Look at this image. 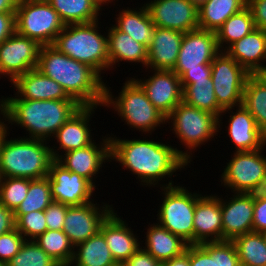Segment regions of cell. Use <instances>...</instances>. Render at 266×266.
<instances>
[{
    "mask_svg": "<svg viewBox=\"0 0 266 266\" xmlns=\"http://www.w3.org/2000/svg\"><path fill=\"white\" fill-rule=\"evenodd\" d=\"M112 135L109 134L111 162L118 163L124 171L126 169L135 175L141 182L140 186L149 188L173 186L175 184L172 177L178 176L176 172L186 170L190 166L177 152V147L168 144L170 142L164 143L159 139L155 141L147 134L141 135L143 139L130 140ZM165 178H170L166 184Z\"/></svg>",
    "mask_w": 266,
    "mask_h": 266,
    "instance_id": "obj_1",
    "label": "cell"
},
{
    "mask_svg": "<svg viewBox=\"0 0 266 266\" xmlns=\"http://www.w3.org/2000/svg\"><path fill=\"white\" fill-rule=\"evenodd\" d=\"M13 95L0 98V118L5 126L11 123L10 126L16 125L25 130L26 138L48 142L82 107L75 99L27 100L20 99L15 93Z\"/></svg>",
    "mask_w": 266,
    "mask_h": 266,
    "instance_id": "obj_2",
    "label": "cell"
},
{
    "mask_svg": "<svg viewBox=\"0 0 266 266\" xmlns=\"http://www.w3.org/2000/svg\"><path fill=\"white\" fill-rule=\"evenodd\" d=\"M42 74L55 80L66 93L82 106L104 104L105 80L85 63L78 62L52 45L41 46L36 67Z\"/></svg>",
    "mask_w": 266,
    "mask_h": 266,
    "instance_id": "obj_3",
    "label": "cell"
},
{
    "mask_svg": "<svg viewBox=\"0 0 266 266\" xmlns=\"http://www.w3.org/2000/svg\"><path fill=\"white\" fill-rule=\"evenodd\" d=\"M0 139V177L40 179L47 177L55 161L48 141L18 136L9 138L10 126ZM9 138V139H8Z\"/></svg>",
    "mask_w": 266,
    "mask_h": 266,
    "instance_id": "obj_4",
    "label": "cell"
},
{
    "mask_svg": "<svg viewBox=\"0 0 266 266\" xmlns=\"http://www.w3.org/2000/svg\"><path fill=\"white\" fill-rule=\"evenodd\" d=\"M125 80L118 95H114L111 87L105 83L103 108L114 109V113L124 122L123 125H128L132 131L139 130L144 135H152L165 124L167 126L166 116L154 107L133 77Z\"/></svg>",
    "mask_w": 266,
    "mask_h": 266,
    "instance_id": "obj_5",
    "label": "cell"
},
{
    "mask_svg": "<svg viewBox=\"0 0 266 266\" xmlns=\"http://www.w3.org/2000/svg\"><path fill=\"white\" fill-rule=\"evenodd\" d=\"M99 22L65 25L52 46L70 58L87 64L103 78V74L110 71V60L107 33H101Z\"/></svg>",
    "mask_w": 266,
    "mask_h": 266,
    "instance_id": "obj_6",
    "label": "cell"
},
{
    "mask_svg": "<svg viewBox=\"0 0 266 266\" xmlns=\"http://www.w3.org/2000/svg\"><path fill=\"white\" fill-rule=\"evenodd\" d=\"M166 123L181 143L177 152L189 165L193 162V157H196L193 156L194 152L200 149L202 144H208L212 138L215 140L218 136V116L187 105L183 101L166 117Z\"/></svg>",
    "mask_w": 266,
    "mask_h": 266,
    "instance_id": "obj_7",
    "label": "cell"
},
{
    "mask_svg": "<svg viewBox=\"0 0 266 266\" xmlns=\"http://www.w3.org/2000/svg\"><path fill=\"white\" fill-rule=\"evenodd\" d=\"M179 184V185H178ZM170 187H160L161 204L156 211V222L179 236L188 245L194 244L193 217L196 202L203 196L192 192L178 183Z\"/></svg>",
    "mask_w": 266,
    "mask_h": 266,
    "instance_id": "obj_8",
    "label": "cell"
},
{
    "mask_svg": "<svg viewBox=\"0 0 266 266\" xmlns=\"http://www.w3.org/2000/svg\"><path fill=\"white\" fill-rule=\"evenodd\" d=\"M16 32L40 46L52 45L65 24L47 0H19Z\"/></svg>",
    "mask_w": 266,
    "mask_h": 266,
    "instance_id": "obj_9",
    "label": "cell"
},
{
    "mask_svg": "<svg viewBox=\"0 0 266 266\" xmlns=\"http://www.w3.org/2000/svg\"><path fill=\"white\" fill-rule=\"evenodd\" d=\"M250 75L225 51L214 58L211 63V78L216 101L222 109L242 104L245 82Z\"/></svg>",
    "mask_w": 266,
    "mask_h": 266,
    "instance_id": "obj_10",
    "label": "cell"
},
{
    "mask_svg": "<svg viewBox=\"0 0 266 266\" xmlns=\"http://www.w3.org/2000/svg\"><path fill=\"white\" fill-rule=\"evenodd\" d=\"M266 148L256 151H233L220 175L221 186L232 193H244L266 175ZM225 167V168H224Z\"/></svg>",
    "mask_w": 266,
    "mask_h": 266,
    "instance_id": "obj_11",
    "label": "cell"
},
{
    "mask_svg": "<svg viewBox=\"0 0 266 266\" xmlns=\"http://www.w3.org/2000/svg\"><path fill=\"white\" fill-rule=\"evenodd\" d=\"M41 46L15 32L0 43V74L12 83L18 76L35 69Z\"/></svg>",
    "mask_w": 266,
    "mask_h": 266,
    "instance_id": "obj_12",
    "label": "cell"
},
{
    "mask_svg": "<svg viewBox=\"0 0 266 266\" xmlns=\"http://www.w3.org/2000/svg\"><path fill=\"white\" fill-rule=\"evenodd\" d=\"M101 205V206H100ZM113 204L97 201L81 206H69L64 219L63 232L75 247L100 231L101 224L114 211Z\"/></svg>",
    "mask_w": 266,
    "mask_h": 266,
    "instance_id": "obj_13",
    "label": "cell"
},
{
    "mask_svg": "<svg viewBox=\"0 0 266 266\" xmlns=\"http://www.w3.org/2000/svg\"><path fill=\"white\" fill-rule=\"evenodd\" d=\"M236 109V110H235ZM235 110V111H233ZM228 115L225 131L235 151H256L266 147V134L256 125V121L243 104L223 109L218 117V133L223 128V116Z\"/></svg>",
    "mask_w": 266,
    "mask_h": 266,
    "instance_id": "obj_14",
    "label": "cell"
},
{
    "mask_svg": "<svg viewBox=\"0 0 266 266\" xmlns=\"http://www.w3.org/2000/svg\"><path fill=\"white\" fill-rule=\"evenodd\" d=\"M101 136V141L99 140L97 143L94 141L81 149L68 151L56 160L65 169L87 179L95 188L99 186L95 182L96 178L99 177L98 174L102 172L103 164L111 162L109 134Z\"/></svg>",
    "mask_w": 266,
    "mask_h": 266,
    "instance_id": "obj_15",
    "label": "cell"
},
{
    "mask_svg": "<svg viewBox=\"0 0 266 266\" xmlns=\"http://www.w3.org/2000/svg\"><path fill=\"white\" fill-rule=\"evenodd\" d=\"M52 200L69 206H81L96 199L95 188L87 179L65 169L56 160L48 173Z\"/></svg>",
    "mask_w": 266,
    "mask_h": 266,
    "instance_id": "obj_16",
    "label": "cell"
},
{
    "mask_svg": "<svg viewBox=\"0 0 266 266\" xmlns=\"http://www.w3.org/2000/svg\"><path fill=\"white\" fill-rule=\"evenodd\" d=\"M220 52L215 32L199 28L188 31L183 35L173 72L181 77L188 69L211 64Z\"/></svg>",
    "mask_w": 266,
    "mask_h": 266,
    "instance_id": "obj_17",
    "label": "cell"
},
{
    "mask_svg": "<svg viewBox=\"0 0 266 266\" xmlns=\"http://www.w3.org/2000/svg\"><path fill=\"white\" fill-rule=\"evenodd\" d=\"M147 71L148 78L139 79L133 76V79L142 87L154 107L167 117L182 102L183 89L180 77L173 71Z\"/></svg>",
    "mask_w": 266,
    "mask_h": 266,
    "instance_id": "obj_18",
    "label": "cell"
},
{
    "mask_svg": "<svg viewBox=\"0 0 266 266\" xmlns=\"http://www.w3.org/2000/svg\"><path fill=\"white\" fill-rule=\"evenodd\" d=\"M144 4L152 22L158 28L182 33L199 28L198 8L188 0H149Z\"/></svg>",
    "mask_w": 266,
    "mask_h": 266,
    "instance_id": "obj_19",
    "label": "cell"
},
{
    "mask_svg": "<svg viewBox=\"0 0 266 266\" xmlns=\"http://www.w3.org/2000/svg\"><path fill=\"white\" fill-rule=\"evenodd\" d=\"M98 107L82 106L57 130L52 140L55 139L56 145H59L50 146L55 160L68 151L81 149L96 141L90 121H93L91 118Z\"/></svg>",
    "mask_w": 266,
    "mask_h": 266,
    "instance_id": "obj_20",
    "label": "cell"
},
{
    "mask_svg": "<svg viewBox=\"0 0 266 266\" xmlns=\"http://www.w3.org/2000/svg\"><path fill=\"white\" fill-rule=\"evenodd\" d=\"M117 213L114 210L107 217L100 226V232L105 237L115 262L121 266L141 247L144 239H140L138 234L134 233L133 229L128 226L126 220L119 216L120 213Z\"/></svg>",
    "mask_w": 266,
    "mask_h": 266,
    "instance_id": "obj_21",
    "label": "cell"
},
{
    "mask_svg": "<svg viewBox=\"0 0 266 266\" xmlns=\"http://www.w3.org/2000/svg\"><path fill=\"white\" fill-rule=\"evenodd\" d=\"M224 198L220 196L223 240L232 241L252 232L254 201L245 193H233L230 198L227 195Z\"/></svg>",
    "mask_w": 266,
    "mask_h": 266,
    "instance_id": "obj_22",
    "label": "cell"
},
{
    "mask_svg": "<svg viewBox=\"0 0 266 266\" xmlns=\"http://www.w3.org/2000/svg\"><path fill=\"white\" fill-rule=\"evenodd\" d=\"M194 244L223 241L220 195H204L196 202L193 217Z\"/></svg>",
    "mask_w": 266,
    "mask_h": 266,
    "instance_id": "obj_23",
    "label": "cell"
},
{
    "mask_svg": "<svg viewBox=\"0 0 266 266\" xmlns=\"http://www.w3.org/2000/svg\"><path fill=\"white\" fill-rule=\"evenodd\" d=\"M184 33L158 28L154 30L152 41L147 49V69L173 71L181 47Z\"/></svg>",
    "mask_w": 266,
    "mask_h": 266,
    "instance_id": "obj_24",
    "label": "cell"
},
{
    "mask_svg": "<svg viewBox=\"0 0 266 266\" xmlns=\"http://www.w3.org/2000/svg\"><path fill=\"white\" fill-rule=\"evenodd\" d=\"M14 93L20 99L27 100H62L73 99L55 80L32 69L18 76L12 83Z\"/></svg>",
    "mask_w": 266,
    "mask_h": 266,
    "instance_id": "obj_25",
    "label": "cell"
},
{
    "mask_svg": "<svg viewBox=\"0 0 266 266\" xmlns=\"http://www.w3.org/2000/svg\"><path fill=\"white\" fill-rule=\"evenodd\" d=\"M225 52L249 74L254 75L266 66V30L253 29L231 44Z\"/></svg>",
    "mask_w": 266,
    "mask_h": 266,
    "instance_id": "obj_26",
    "label": "cell"
},
{
    "mask_svg": "<svg viewBox=\"0 0 266 266\" xmlns=\"http://www.w3.org/2000/svg\"><path fill=\"white\" fill-rule=\"evenodd\" d=\"M109 28V29H107ZM108 37V54L110 60V70L120 67L122 61L129 64L134 63L146 68L147 48L135 41L128 34L120 31L114 24L106 27ZM116 65H118L116 67Z\"/></svg>",
    "mask_w": 266,
    "mask_h": 266,
    "instance_id": "obj_27",
    "label": "cell"
},
{
    "mask_svg": "<svg viewBox=\"0 0 266 266\" xmlns=\"http://www.w3.org/2000/svg\"><path fill=\"white\" fill-rule=\"evenodd\" d=\"M190 266H241L232 241L189 245Z\"/></svg>",
    "mask_w": 266,
    "mask_h": 266,
    "instance_id": "obj_28",
    "label": "cell"
},
{
    "mask_svg": "<svg viewBox=\"0 0 266 266\" xmlns=\"http://www.w3.org/2000/svg\"><path fill=\"white\" fill-rule=\"evenodd\" d=\"M123 8H120L118 14L115 15L114 25L148 49L156 26L151 20L147 7L142 3L136 8Z\"/></svg>",
    "mask_w": 266,
    "mask_h": 266,
    "instance_id": "obj_29",
    "label": "cell"
},
{
    "mask_svg": "<svg viewBox=\"0 0 266 266\" xmlns=\"http://www.w3.org/2000/svg\"><path fill=\"white\" fill-rule=\"evenodd\" d=\"M146 227L145 246L143 247L149 254L161 263L180 256L187 247V243L179 236L171 233L168 229L162 227L158 223H154ZM150 225V226H149Z\"/></svg>",
    "mask_w": 266,
    "mask_h": 266,
    "instance_id": "obj_30",
    "label": "cell"
},
{
    "mask_svg": "<svg viewBox=\"0 0 266 266\" xmlns=\"http://www.w3.org/2000/svg\"><path fill=\"white\" fill-rule=\"evenodd\" d=\"M65 25L101 20V6L95 0H47ZM100 15V16H99Z\"/></svg>",
    "mask_w": 266,
    "mask_h": 266,
    "instance_id": "obj_31",
    "label": "cell"
},
{
    "mask_svg": "<svg viewBox=\"0 0 266 266\" xmlns=\"http://www.w3.org/2000/svg\"><path fill=\"white\" fill-rule=\"evenodd\" d=\"M69 266H119L99 231L96 235L74 247V256Z\"/></svg>",
    "mask_w": 266,
    "mask_h": 266,
    "instance_id": "obj_32",
    "label": "cell"
},
{
    "mask_svg": "<svg viewBox=\"0 0 266 266\" xmlns=\"http://www.w3.org/2000/svg\"><path fill=\"white\" fill-rule=\"evenodd\" d=\"M247 6V0H209L198 8L199 29L215 32L232 15Z\"/></svg>",
    "mask_w": 266,
    "mask_h": 266,
    "instance_id": "obj_33",
    "label": "cell"
},
{
    "mask_svg": "<svg viewBox=\"0 0 266 266\" xmlns=\"http://www.w3.org/2000/svg\"><path fill=\"white\" fill-rule=\"evenodd\" d=\"M182 101L187 105L220 116L222 108L216 101L212 78L195 80L192 84H181Z\"/></svg>",
    "mask_w": 266,
    "mask_h": 266,
    "instance_id": "obj_34",
    "label": "cell"
},
{
    "mask_svg": "<svg viewBox=\"0 0 266 266\" xmlns=\"http://www.w3.org/2000/svg\"><path fill=\"white\" fill-rule=\"evenodd\" d=\"M255 28L252 13L246 6L240 12L229 17L216 31L219 49L225 51L231 44L240 40Z\"/></svg>",
    "mask_w": 266,
    "mask_h": 266,
    "instance_id": "obj_35",
    "label": "cell"
},
{
    "mask_svg": "<svg viewBox=\"0 0 266 266\" xmlns=\"http://www.w3.org/2000/svg\"><path fill=\"white\" fill-rule=\"evenodd\" d=\"M241 266H266V242L260 232H249L232 240Z\"/></svg>",
    "mask_w": 266,
    "mask_h": 266,
    "instance_id": "obj_36",
    "label": "cell"
},
{
    "mask_svg": "<svg viewBox=\"0 0 266 266\" xmlns=\"http://www.w3.org/2000/svg\"><path fill=\"white\" fill-rule=\"evenodd\" d=\"M242 104L266 134V86L254 75H250L245 82Z\"/></svg>",
    "mask_w": 266,
    "mask_h": 266,
    "instance_id": "obj_37",
    "label": "cell"
},
{
    "mask_svg": "<svg viewBox=\"0 0 266 266\" xmlns=\"http://www.w3.org/2000/svg\"><path fill=\"white\" fill-rule=\"evenodd\" d=\"M35 242L61 266H69L74 256V246L63 230H46Z\"/></svg>",
    "mask_w": 266,
    "mask_h": 266,
    "instance_id": "obj_38",
    "label": "cell"
},
{
    "mask_svg": "<svg viewBox=\"0 0 266 266\" xmlns=\"http://www.w3.org/2000/svg\"><path fill=\"white\" fill-rule=\"evenodd\" d=\"M51 185L49 178L33 179L25 199L21 202L14 214H27L32 211H43L52 202Z\"/></svg>",
    "mask_w": 266,
    "mask_h": 266,
    "instance_id": "obj_39",
    "label": "cell"
},
{
    "mask_svg": "<svg viewBox=\"0 0 266 266\" xmlns=\"http://www.w3.org/2000/svg\"><path fill=\"white\" fill-rule=\"evenodd\" d=\"M5 266H61L35 240H25L20 251Z\"/></svg>",
    "mask_w": 266,
    "mask_h": 266,
    "instance_id": "obj_40",
    "label": "cell"
},
{
    "mask_svg": "<svg viewBox=\"0 0 266 266\" xmlns=\"http://www.w3.org/2000/svg\"><path fill=\"white\" fill-rule=\"evenodd\" d=\"M31 179L0 177V204L13 212L25 199Z\"/></svg>",
    "mask_w": 266,
    "mask_h": 266,
    "instance_id": "obj_41",
    "label": "cell"
},
{
    "mask_svg": "<svg viewBox=\"0 0 266 266\" xmlns=\"http://www.w3.org/2000/svg\"><path fill=\"white\" fill-rule=\"evenodd\" d=\"M14 218L16 229L26 240H34L47 230L44 210L14 214Z\"/></svg>",
    "mask_w": 266,
    "mask_h": 266,
    "instance_id": "obj_42",
    "label": "cell"
},
{
    "mask_svg": "<svg viewBox=\"0 0 266 266\" xmlns=\"http://www.w3.org/2000/svg\"><path fill=\"white\" fill-rule=\"evenodd\" d=\"M25 240L16 228L0 235V262L6 265L20 251Z\"/></svg>",
    "mask_w": 266,
    "mask_h": 266,
    "instance_id": "obj_43",
    "label": "cell"
},
{
    "mask_svg": "<svg viewBox=\"0 0 266 266\" xmlns=\"http://www.w3.org/2000/svg\"><path fill=\"white\" fill-rule=\"evenodd\" d=\"M69 205L52 201L44 210L47 230H63L64 219Z\"/></svg>",
    "mask_w": 266,
    "mask_h": 266,
    "instance_id": "obj_44",
    "label": "cell"
},
{
    "mask_svg": "<svg viewBox=\"0 0 266 266\" xmlns=\"http://www.w3.org/2000/svg\"><path fill=\"white\" fill-rule=\"evenodd\" d=\"M256 28L266 30V0H247Z\"/></svg>",
    "mask_w": 266,
    "mask_h": 266,
    "instance_id": "obj_45",
    "label": "cell"
},
{
    "mask_svg": "<svg viewBox=\"0 0 266 266\" xmlns=\"http://www.w3.org/2000/svg\"><path fill=\"white\" fill-rule=\"evenodd\" d=\"M121 266H161V262L159 260H156L144 248L140 247Z\"/></svg>",
    "mask_w": 266,
    "mask_h": 266,
    "instance_id": "obj_46",
    "label": "cell"
},
{
    "mask_svg": "<svg viewBox=\"0 0 266 266\" xmlns=\"http://www.w3.org/2000/svg\"><path fill=\"white\" fill-rule=\"evenodd\" d=\"M16 32V13H0V43Z\"/></svg>",
    "mask_w": 266,
    "mask_h": 266,
    "instance_id": "obj_47",
    "label": "cell"
},
{
    "mask_svg": "<svg viewBox=\"0 0 266 266\" xmlns=\"http://www.w3.org/2000/svg\"><path fill=\"white\" fill-rule=\"evenodd\" d=\"M211 78V64H201V68L188 69L181 77V84H192L195 80Z\"/></svg>",
    "mask_w": 266,
    "mask_h": 266,
    "instance_id": "obj_48",
    "label": "cell"
},
{
    "mask_svg": "<svg viewBox=\"0 0 266 266\" xmlns=\"http://www.w3.org/2000/svg\"><path fill=\"white\" fill-rule=\"evenodd\" d=\"M266 230V199L254 201L253 231L264 232Z\"/></svg>",
    "mask_w": 266,
    "mask_h": 266,
    "instance_id": "obj_49",
    "label": "cell"
},
{
    "mask_svg": "<svg viewBox=\"0 0 266 266\" xmlns=\"http://www.w3.org/2000/svg\"><path fill=\"white\" fill-rule=\"evenodd\" d=\"M15 228L14 212L0 204V235L8 233Z\"/></svg>",
    "mask_w": 266,
    "mask_h": 266,
    "instance_id": "obj_50",
    "label": "cell"
},
{
    "mask_svg": "<svg viewBox=\"0 0 266 266\" xmlns=\"http://www.w3.org/2000/svg\"><path fill=\"white\" fill-rule=\"evenodd\" d=\"M252 201L266 199V175L244 192Z\"/></svg>",
    "mask_w": 266,
    "mask_h": 266,
    "instance_id": "obj_51",
    "label": "cell"
},
{
    "mask_svg": "<svg viewBox=\"0 0 266 266\" xmlns=\"http://www.w3.org/2000/svg\"><path fill=\"white\" fill-rule=\"evenodd\" d=\"M161 266H190L189 245H187L186 250L180 256L162 262Z\"/></svg>",
    "mask_w": 266,
    "mask_h": 266,
    "instance_id": "obj_52",
    "label": "cell"
},
{
    "mask_svg": "<svg viewBox=\"0 0 266 266\" xmlns=\"http://www.w3.org/2000/svg\"><path fill=\"white\" fill-rule=\"evenodd\" d=\"M19 0H0V13L15 12Z\"/></svg>",
    "mask_w": 266,
    "mask_h": 266,
    "instance_id": "obj_53",
    "label": "cell"
},
{
    "mask_svg": "<svg viewBox=\"0 0 266 266\" xmlns=\"http://www.w3.org/2000/svg\"><path fill=\"white\" fill-rule=\"evenodd\" d=\"M254 76L266 86V66L259 69Z\"/></svg>",
    "mask_w": 266,
    "mask_h": 266,
    "instance_id": "obj_54",
    "label": "cell"
},
{
    "mask_svg": "<svg viewBox=\"0 0 266 266\" xmlns=\"http://www.w3.org/2000/svg\"><path fill=\"white\" fill-rule=\"evenodd\" d=\"M100 6H101V8L103 7V10L105 11V9L106 8H104L105 6L107 7L108 5H111L112 6V4L113 5H116L115 4V0H95ZM114 1V2H113ZM119 2V0H116V3H118ZM112 3V4H111Z\"/></svg>",
    "mask_w": 266,
    "mask_h": 266,
    "instance_id": "obj_55",
    "label": "cell"
},
{
    "mask_svg": "<svg viewBox=\"0 0 266 266\" xmlns=\"http://www.w3.org/2000/svg\"><path fill=\"white\" fill-rule=\"evenodd\" d=\"M188 1L197 8H200L203 4H205L209 0H188Z\"/></svg>",
    "mask_w": 266,
    "mask_h": 266,
    "instance_id": "obj_56",
    "label": "cell"
},
{
    "mask_svg": "<svg viewBox=\"0 0 266 266\" xmlns=\"http://www.w3.org/2000/svg\"><path fill=\"white\" fill-rule=\"evenodd\" d=\"M5 129H6L5 124H4L3 120L0 118V139H1V136H2L3 131Z\"/></svg>",
    "mask_w": 266,
    "mask_h": 266,
    "instance_id": "obj_57",
    "label": "cell"
},
{
    "mask_svg": "<svg viewBox=\"0 0 266 266\" xmlns=\"http://www.w3.org/2000/svg\"><path fill=\"white\" fill-rule=\"evenodd\" d=\"M262 235H263L265 242H266V230L264 232H262Z\"/></svg>",
    "mask_w": 266,
    "mask_h": 266,
    "instance_id": "obj_58",
    "label": "cell"
}]
</instances>
